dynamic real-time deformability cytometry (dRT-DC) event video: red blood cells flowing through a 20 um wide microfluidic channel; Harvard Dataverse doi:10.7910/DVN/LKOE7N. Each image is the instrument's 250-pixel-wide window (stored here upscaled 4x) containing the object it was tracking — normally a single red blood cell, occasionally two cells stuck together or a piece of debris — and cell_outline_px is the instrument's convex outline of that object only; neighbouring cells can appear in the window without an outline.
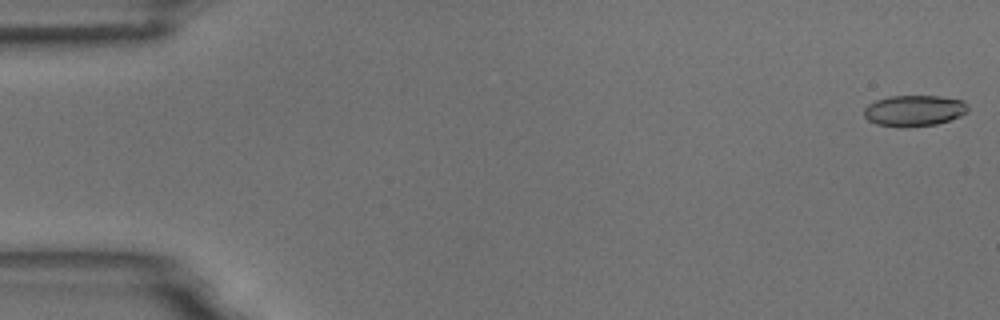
{"species": "common noctule bat (a hibernating species)", "species_latin": "Nyctalus noctula", "temperature_condition": "room temperature", "stored_images_in_passage": 50, "camera_frame_rate_fps": 3000, "um_per_image_px": 0.085, "animal": {"sex": "male", "body_mass_g": 18.8}, "frame": {"image": 1, "passage_image": 1, "time_ms": 0.0, "image_size_px": [1000, 320], "cell_outline_px": [[968, 112], [960, 116], [936, 124], [904, 128], [900, 128], [876, 124], [868, 120], [864, 116], [864, 108], [868, 104], [876, 100], [888, 96], [940, 96], [964, 100], [968, 108]], "centroid_in_image_um": [77.69, 9.41], "position_along_channel_um": 7.3, "area_um2": 19.02}}
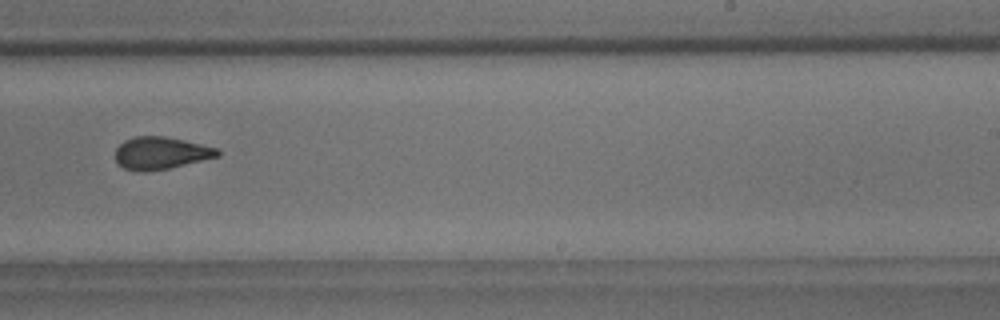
{"frame": {"image": 2, "passage_image": 34, "time_ms": 11.0, "image_size_px": [1000, 320], "cell_outline_px": [[220, 156], [168, 168], [144, 172], [140, 172], [124, 168], [116, 160], [116, 148], [124, 140], [136, 136], [164, 136], [184, 140], [216, 148], [220, 152]], "centroid_in_image_um": [13.65, 13.01], "position_along_channel_um": 275.3, "area_um2": 19.07}}
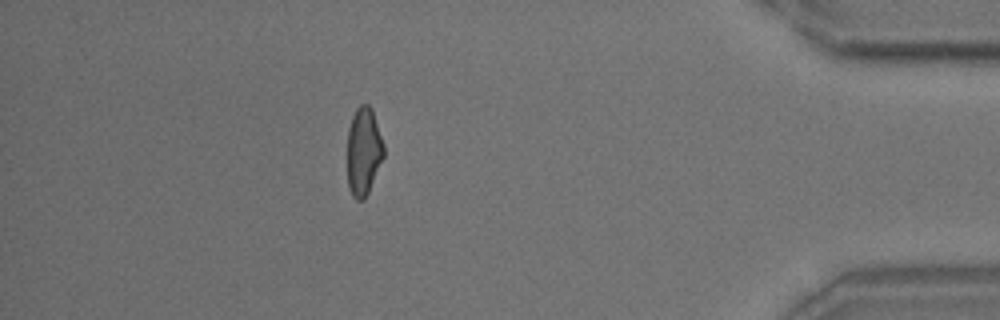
{"frame": {"image": 3, "passage_image": 48, "time_ms": 15.667, "image_size_px": [1000, 320], "cell_outline_px": [[384, 156], [368, 192], [364, 200], [356, 200], [352, 196], [348, 188], [348, 128], [352, 116], [356, 108], [360, 104], [368, 104], [372, 108], [384, 144]], "centroid_in_image_um": [30.9, 12.85], "position_along_channel_um": 404.3, "area_um2": 18.79}}